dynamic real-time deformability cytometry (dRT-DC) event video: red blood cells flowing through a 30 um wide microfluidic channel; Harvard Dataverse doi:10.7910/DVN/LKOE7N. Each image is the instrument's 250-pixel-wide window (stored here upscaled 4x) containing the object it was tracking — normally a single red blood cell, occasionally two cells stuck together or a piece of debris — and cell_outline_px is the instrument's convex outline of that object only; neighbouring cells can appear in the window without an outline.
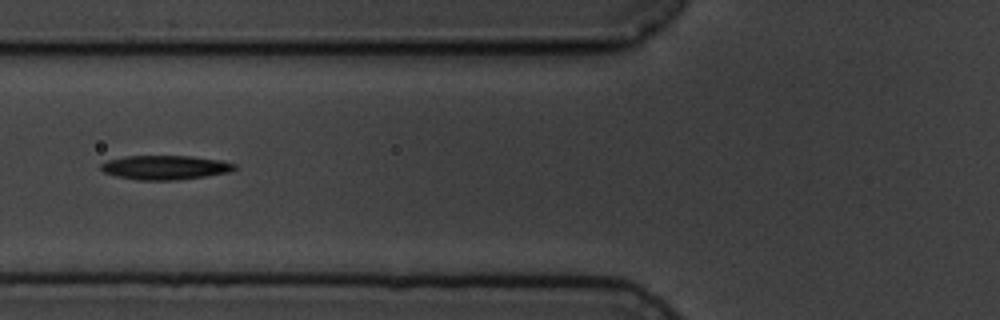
{"species": "common noctule bat (a hibernating species)", "species_latin": "Nyctalus noctula", "temperature_condition": "cold", "stored_images_in_passage": 6, "camera_frame_rate_fps": 3000, "um_per_image_px": 0.085, "animal": {"sex": "male", "body_mass_g": 19.5, "forearm_length_mm": 54.6}, "frame": {"image": 1, "passage_image": 6, "time_ms": 5.667, "image_size_px": [1000, 320], "cell_outline_px": [[236, 168], [228, 172], [204, 176], [176, 180], [136, 180], [116, 176], [104, 172], [100, 168], [100, 164], [108, 160], [124, 156], [192, 156], [220, 160], [236, 164]], "centroid_in_image_um": [14.0, 14.23], "position_along_channel_um": 111.8, "area_um2": 18.79}}